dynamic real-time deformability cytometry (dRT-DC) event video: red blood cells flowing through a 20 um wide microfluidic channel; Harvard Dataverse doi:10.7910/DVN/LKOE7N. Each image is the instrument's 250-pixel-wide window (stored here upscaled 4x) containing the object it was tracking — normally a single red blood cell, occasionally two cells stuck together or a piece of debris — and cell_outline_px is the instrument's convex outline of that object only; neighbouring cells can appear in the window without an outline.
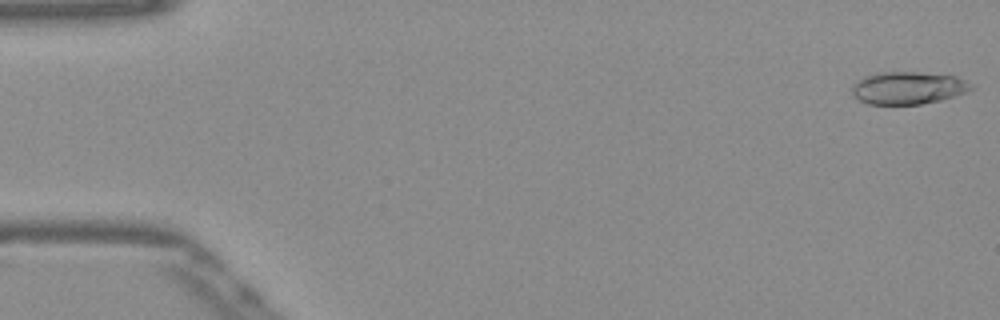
{"species": "Egyptian fruit bat (a non-hibernating species)", "species_latin": "Rousettus aegyptiacus", "temperature_condition": "warm", "stored_images_in_passage": 52, "camera_frame_rate_fps": 3000, "um_per_image_px": 0.085, "frame": {"image": 1, "passage_image": 1, "time_ms": 0.0, "image_size_px": [1000, 320], "cell_outline_px": [[972, 88], [968, 92], [940, 100], [920, 104], [868, 104], [852, 96], [852, 84], [864, 76], [880, 72], [916, 72], [956, 76], [964, 80]], "centroid_in_image_um": [77.13, 7.47], "position_along_channel_um": 7.9, "area_um2": 22.43}}
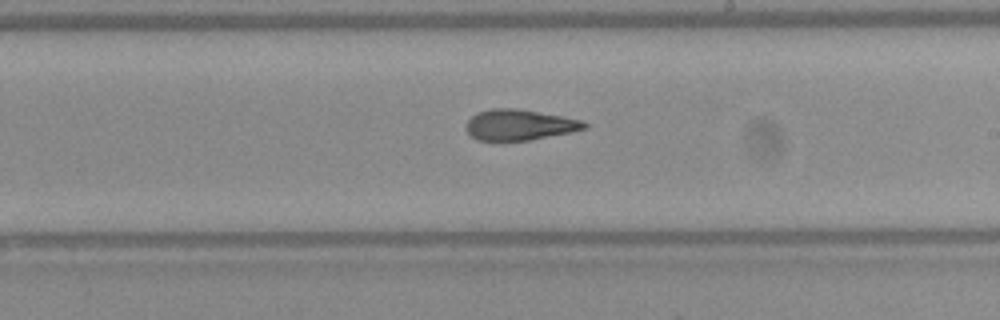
{"frame": {"image": 2, "passage_image": 30, "time_ms": 9.667, "image_size_px": [1000, 320], "cell_outline_px": [[588, 128], [572, 132], [528, 140], [476, 140], [468, 132], [468, 120], [476, 112], [492, 108], [516, 108], [564, 116], [584, 120], [588, 124]], "centroid_in_image_um": [44.21, 10.6], "position_along_channel_um": 244.8, "area_um2": 21.15}}
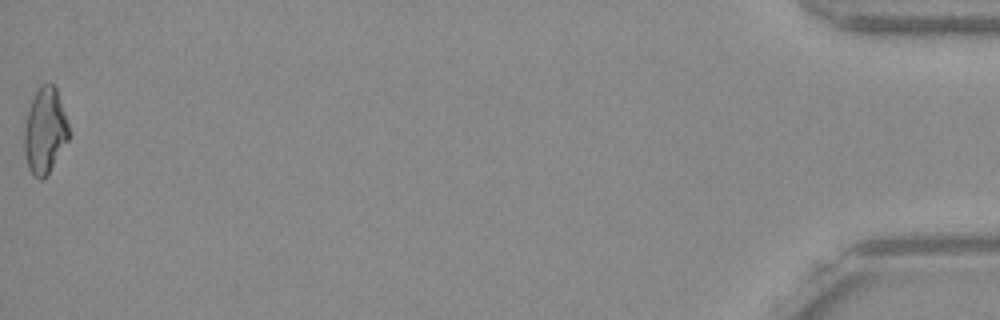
{"frame": {"image": 3, "passage_image": 52, "time_ms": 17.0, "image_size_px": [1000, 320], "cell_outline_px": [[68, 140], [48, 172], [40, 180], [28, 168], [24, 152], [24, 128], [28, 112], [32, 100], [40, 84], [52, 84], [56, 88], [68, 124]], "centroid_in_image_um": [3.8, 11.1], "position_along_channel_um": 431.4, "area_um2": 21.62}, "authors_computed_cell_mechanics": {"area_um2": 21.8484, "velocity_mm_per_s": 3.906, "shape_relaxation_time_tau1_ms": null, "shape_relaxation_time_tau2_ms": 3.8225, "deformation_change_tau1": null, "deformation_change_tau2": 0.1221}}